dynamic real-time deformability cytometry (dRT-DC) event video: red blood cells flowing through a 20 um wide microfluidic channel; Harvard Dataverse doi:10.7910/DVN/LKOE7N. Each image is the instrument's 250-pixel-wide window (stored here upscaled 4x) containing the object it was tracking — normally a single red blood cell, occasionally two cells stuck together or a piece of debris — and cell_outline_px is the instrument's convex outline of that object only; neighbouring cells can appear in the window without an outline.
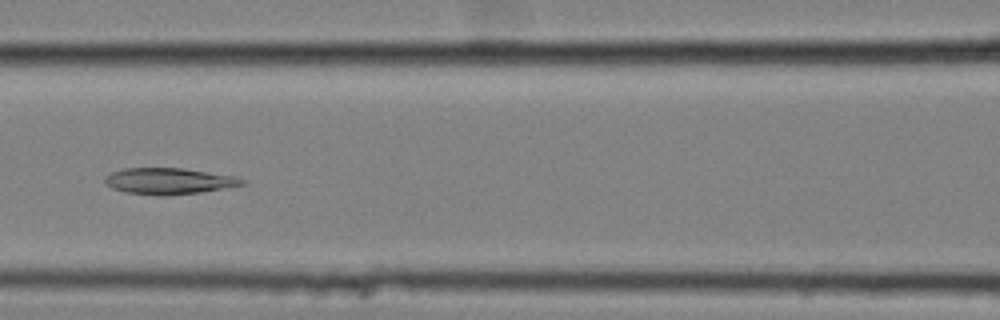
{"species": "common noctule bat (a hibernating species)", "species_latin": "Nyctalus noctula", "temperature_condition": "cold", "stored_images_in_passage": 57, "camera_frame_rate_fps": 3000, "um_per_image_px": 0.085, "animal": {"sex": "female", "body_mass_g": 25.1}, "frame": {"image": 1, "passage_image": 26, "time_ms": 8.333, "image_size_px": [1000, 320], "cell_outline_px": [[244, 184], [224, 188], [200, 192], [160, 196], [128, 192], [112, 188], [104, 184], [104, 176], [112, 172], [124, 168], [184, 168], [236, 176], [244, 180]], "centroid_in_image_um": [14.32, 15.38], "position_along_channel_um": 152.3, "area_um2": 20.92}}
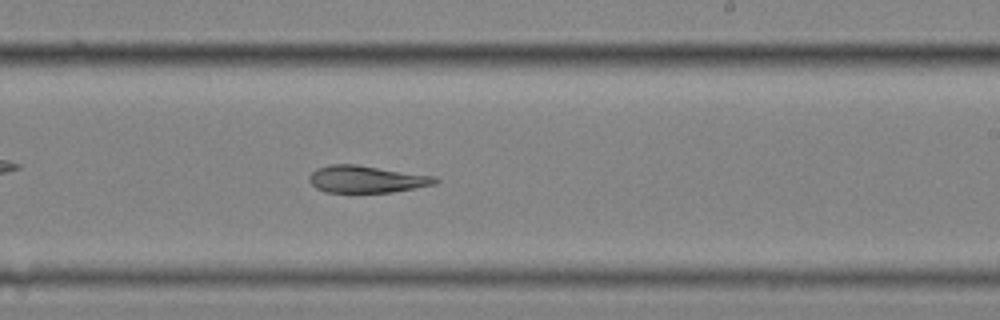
{"frame": {"image": 2, "passage_image": 35, "time_ms": 11.333, "image_size_px": [1000, 320], "cell_outline_px": [[440, 180], [436, 184], [392, 192], [324, 192], [316, 188], [308, 180], [308, 176], [316, 168], [328, 164], [356, 164], [436, 176]], "centroid_in_image_um": [31.14, 15.22], "position_along_channel_um": 257.9, "area_um2": 20.06}}
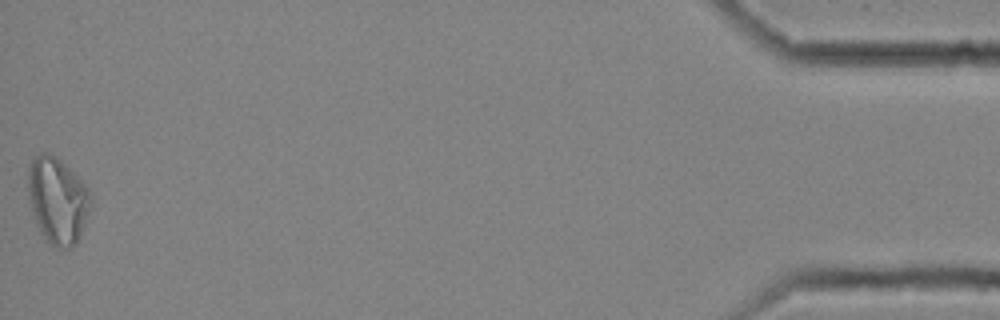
{"frame": {"image": 3, "passage_image": 57, "time_ms": 18.667, "image_size_px": [1000, 320], "cell_outline_px": [[92, 196], [88, 212], [80, 236], [72, 248], [52, 248], [44, 240], [36, 224], [32, 212], [28, 192], [28, 164], [40, 152], [48, 152], [56, 156], [88, 188]], "centroid_in_image_um": [4.86, 17.06], "position_along_channel_um": 430.3, "area_um2": 31.62}}